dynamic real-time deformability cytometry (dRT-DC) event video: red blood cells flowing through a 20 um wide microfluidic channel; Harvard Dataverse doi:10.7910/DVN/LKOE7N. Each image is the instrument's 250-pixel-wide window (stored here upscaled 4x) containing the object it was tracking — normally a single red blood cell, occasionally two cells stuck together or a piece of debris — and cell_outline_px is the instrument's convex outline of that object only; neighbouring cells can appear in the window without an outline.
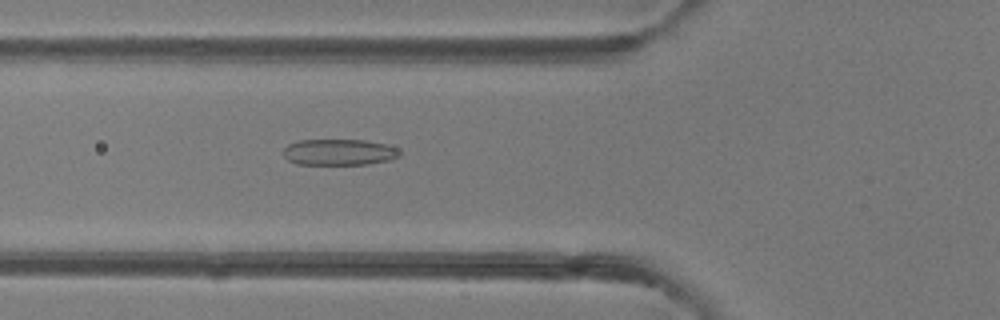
{"species": "common noctule bat (a hibernating species)", "species_latin": "Nyctalus noctula", "temperature_condition": "room temperature", "stored_images_in_passage": 49, "camera_frame_rate_fps": 3000, "um_per_image_px": 0.085, "animal": {"sex": "female"}, "frame": {"image": 1, "passage_image": 18, "time_ms": 5.667, "image_size_px": [1000, 320], "cell_outline_px": [[400, 156], [392, 160], [368, 164], [296, 164], [288, 160], [284, 156], [284, 148], [288, 144], [300, 140], [364, 140], [388, 144], [396, 148], [400, 152]], "centroid_in_image_um": [28.85, 12.93], "position_along_channel_um": 97.0, "area_um2": 17.8}}
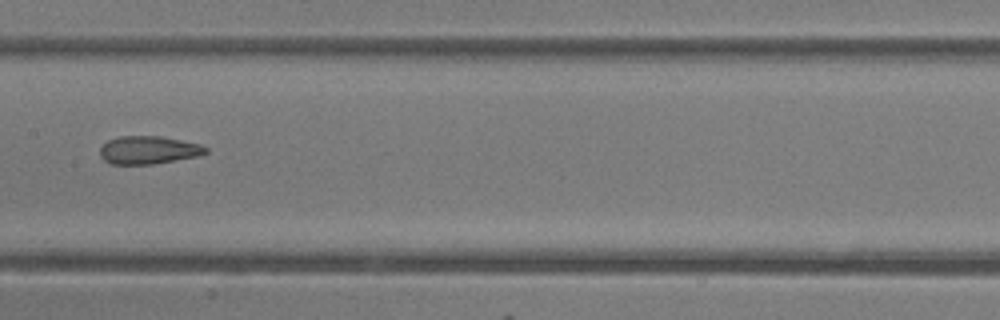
{"frame": {"image": 2, "passage_image": 25, "time_ms": 8.0, "image_size_px": [1000, 320], "cell_outline_px": [[208, 152], [200, 156], [152, 164], [112, 164], [104, 160], [100, 156], [100, 148], [108, 140], [120, 136], [160, 136], [200, 144], [208, 148]], "centroid_in_image_um": [12.63, 12.75], "position_along_channel_um": 194.8, "area_um2": 17.22}}
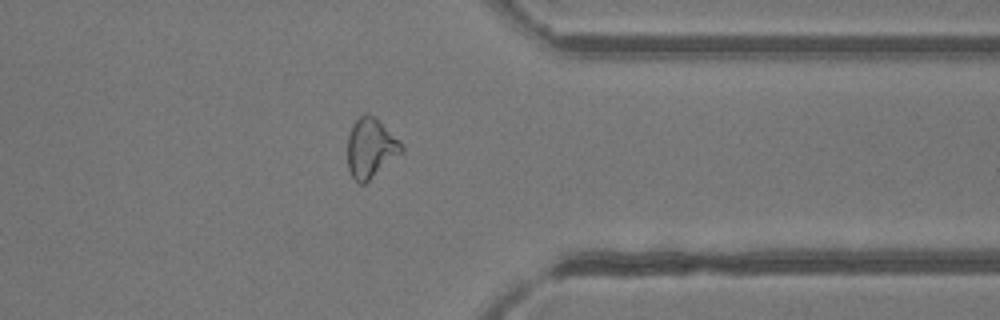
{"frame": {"image": 3, "passage_image": 39, "time_ms": 12.667, "image_size_px": [1000, 320], "cell_outline_px": [[404, 152], [364, 184], [360, 184], [352, 176], [348, 168], [348, 136], [352, 124], [364, 112], [372, 116], [400, 140], [404, 144]], "centroid_in_image_um": [31.53, 12.6], "position_along_channel_um": 379.9, "area_um2": 18.67}, "authors_computed_cell_mechanics": {"area_um2": 18.9006, "velocity_mm_per_s": 4.1566, "shape_relaxation_time_tau1_ms": null, "shape_relaxation_time_tau2_ms": 1.6941, "deformation_change_tau1": null, "deformation_change_tau2": 0.1064}}